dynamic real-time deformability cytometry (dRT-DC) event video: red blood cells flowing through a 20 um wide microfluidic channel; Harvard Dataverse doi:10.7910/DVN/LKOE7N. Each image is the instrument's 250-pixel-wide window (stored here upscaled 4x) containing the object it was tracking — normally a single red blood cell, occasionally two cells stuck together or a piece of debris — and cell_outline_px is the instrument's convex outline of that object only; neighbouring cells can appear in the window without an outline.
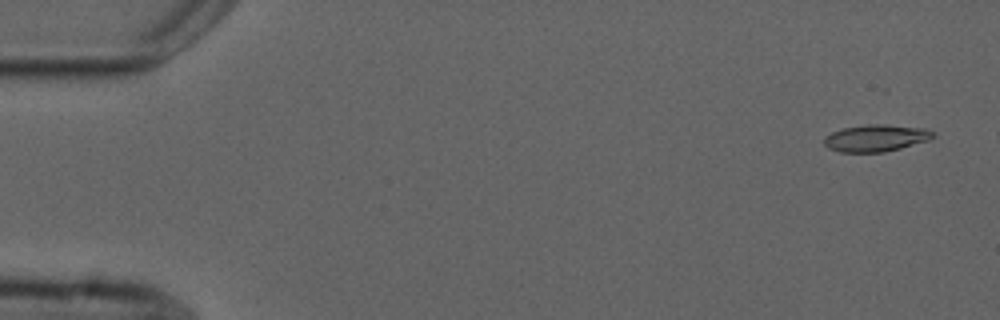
{"species": "common noctule bat (a hibernating species)", "species_latin": "Nyctalus noctula", "temperature_condition": "cold", "stored_images_in_passage": 5, "camera_frame_rate_fps": 3000, "um_per_image_px": 0.085, "animal": {"sex": "male", "forearm_length_mm": 52.5}, "frame": {"image": 1, "passage_image": 1, "time_ms": 0.0, "image_size_px": [1000, 320], "cell_outline_px": [[936, 136], [928, 140], [900, 148], [884, 152], [840, 152], [828, 148], [824, 144], [824, 136], [832, 132], [844, 128], [864, 124], [884, 124], [924, 128], [932, 132]], "centroid_in_image_um": [74.42, 11.73], "position_along_channel_um": 10.6, "area_um2": 17.05}}
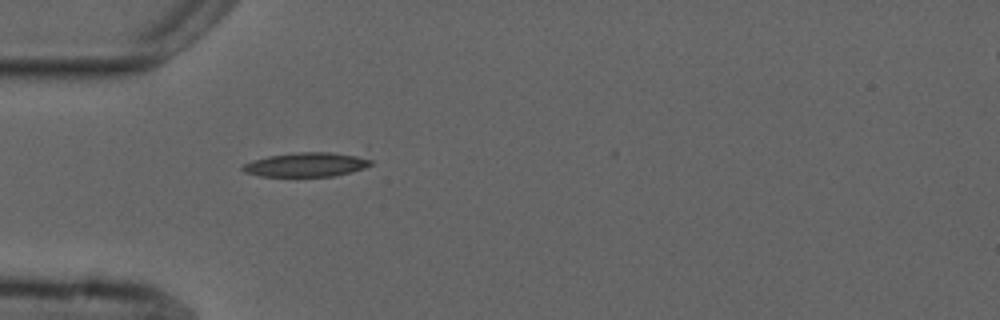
{"frame": {"image": 2, "passage_image": 5, "time_ms": 4.667, "image_size_px": [1000, 320], "cell_outline_px": [[372, 164], [364, 168], [352, 172], [332, 176], [260, 176], [244, 172], [240, 168], [244, 164], [252, 160], [268, 156], [296, 152], [364, 152], [372, 160]], "centroid_in_image_um": [26.18, 13.95], "position_along_channel_um": 58.8, "area_um2": 18.79}}